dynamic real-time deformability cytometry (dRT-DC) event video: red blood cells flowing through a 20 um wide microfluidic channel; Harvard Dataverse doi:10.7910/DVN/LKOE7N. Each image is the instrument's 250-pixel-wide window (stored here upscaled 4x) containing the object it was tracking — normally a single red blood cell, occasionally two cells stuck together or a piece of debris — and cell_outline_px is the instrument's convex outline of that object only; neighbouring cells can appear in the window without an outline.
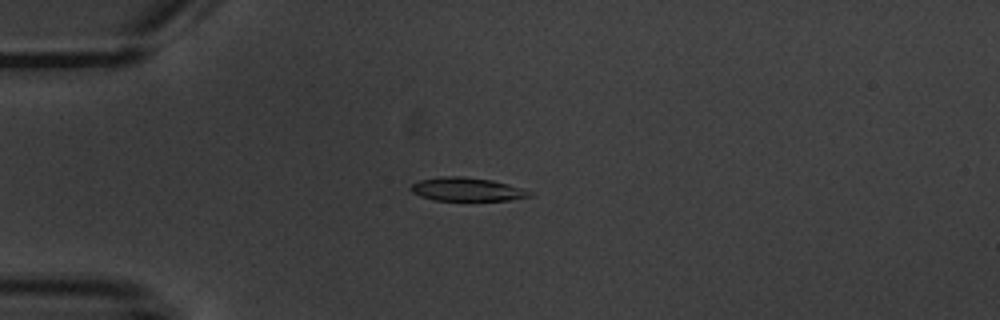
{"species": "common noctule bat (a hibernating species)", "species_latin": "Nyctalus noctula", "temperature_condition": "warm", "stored_images_in_passage": 7, "camera_frame_rate_fps": 3000, "um_per_image_px": 0.085, "animal": {"sex": "male", "body_mass_g": 20.1, "forearm_length_mm": 53.5}, "frame": {"image": 1, "passage_image": 4, "time_ms": 3.667, "image_size_px": [1000, 320], "cell_outline_px": [[532, 196], [508, 200], [436, 200], [420, 196], [412, 192], [408, 188], [412, 184], [420, 180], [444, 176], [464, 176], [492, 180], [508, 184], [532, 192]], "centroid_in_image_um": [39.66, 16.09], "position_along_channel_um": 45.3, "area_um2": 16.13}}